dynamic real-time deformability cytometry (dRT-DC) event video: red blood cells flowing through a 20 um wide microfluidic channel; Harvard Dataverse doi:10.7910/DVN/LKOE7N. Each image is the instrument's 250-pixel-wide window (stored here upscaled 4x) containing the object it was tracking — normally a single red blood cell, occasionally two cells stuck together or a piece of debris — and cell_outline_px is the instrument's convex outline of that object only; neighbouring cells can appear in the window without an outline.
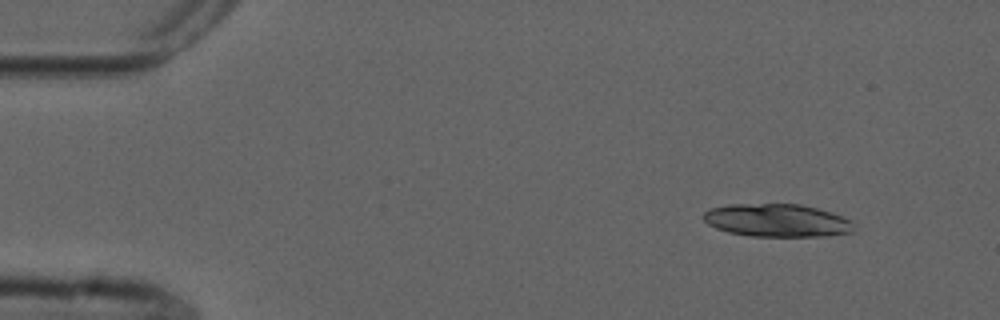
{"species": "common noctule bat (a hibernating species)", "species_latin": "Nyctalus noctula", "temperature_condition": "cold", "stored_images_in_passage": 30, "segment_of_instrument_passage": [1, 2], "camera_frame_rate_fps": 3000, "um_per_image_px": 0.085, "animal": {"sex": "male", "forearm_length_mm": 52.5}, "frame": {"image": 1, "passage_image": 1, "time_ms": 0.0, "image_size_px": [1000, 320], "cell_outline_px": [[856, 224], [852, 232], [824, 236], [748, 236], [728, 232], [716, 228], [708, 224], [704, 220], [704, 212], [712, 208], [728, 204], [800, 204], [832, 212], [852, 220]], "centroid_in_image_um": [66.08, 18.73], "position_along_channel_um": 18.9, "area_um2": 28.96}}